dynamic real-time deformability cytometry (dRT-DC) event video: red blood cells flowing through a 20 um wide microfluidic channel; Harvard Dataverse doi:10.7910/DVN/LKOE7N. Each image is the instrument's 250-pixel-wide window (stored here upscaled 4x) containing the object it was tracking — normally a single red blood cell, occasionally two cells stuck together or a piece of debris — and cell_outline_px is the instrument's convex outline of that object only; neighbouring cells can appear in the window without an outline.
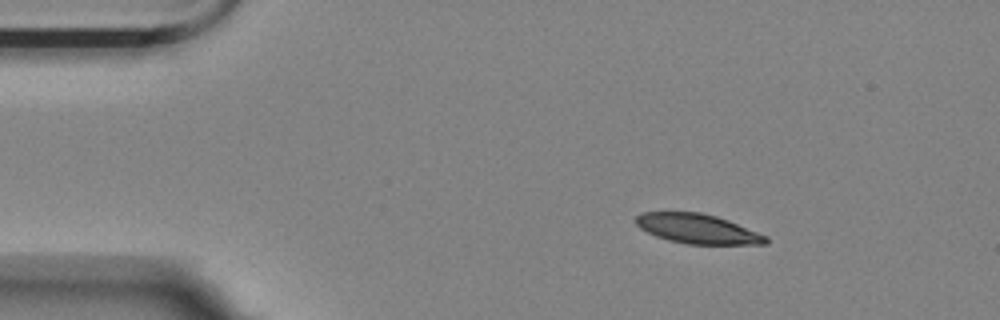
{"species": "Egyptian fruit bat (a non-hibernating species)", "species_latin": "Rousettus aegyptiacus", "temperature_condition": "room temperature", "stored_images_in_passage": 3, "camera_frame_rate_fps": 3000, "um_per_image_px": 0.085, "animal": {"sex": "female"}, "frame": {"image": 1, "passage_image": 1, "time_ms": 0.0, "image_size_px": [1000, 320], "cell_outline_px": [[768, 244], [688, 244], [668, 240], [656, 236], [640, 228], [636, 224], [636, 216], [640, 212], [700, 212], [716, 216], [728, 220], [768, 236]], "centroid_in_image_um": [59.3, 19.44], "position_along_channel_um": 25.7, "area_um2": 22.37}}
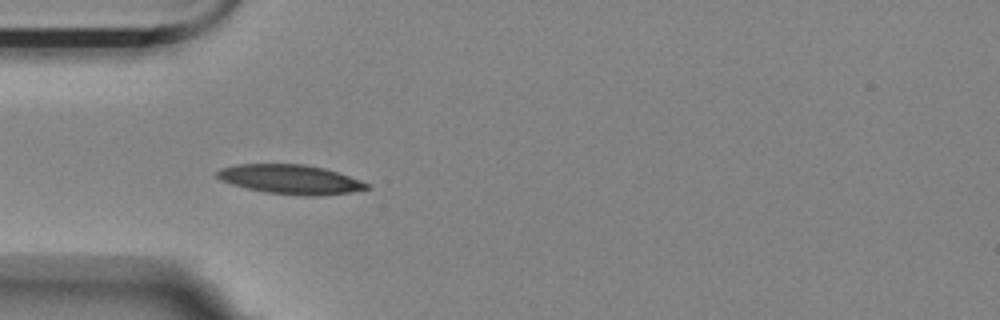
{"frame": {"image": 2, "passage_image": 3, "time_ms": 0.667, "image_size_px": [1000, 320], "cell_outline_px": [[372, 188], [348, 192], [316, 196], [308, 196], [264, 192], [232, 184], [220, 180], [216, 176], [216, 172], [220, 168], [236, 164], [304, 164], [324, 168], [360, 180], [368, 184]], "centroid_in_image_um": [24.65, 15.24], "position_along_channel_um": 60.3, "area_um2": 25.37}}